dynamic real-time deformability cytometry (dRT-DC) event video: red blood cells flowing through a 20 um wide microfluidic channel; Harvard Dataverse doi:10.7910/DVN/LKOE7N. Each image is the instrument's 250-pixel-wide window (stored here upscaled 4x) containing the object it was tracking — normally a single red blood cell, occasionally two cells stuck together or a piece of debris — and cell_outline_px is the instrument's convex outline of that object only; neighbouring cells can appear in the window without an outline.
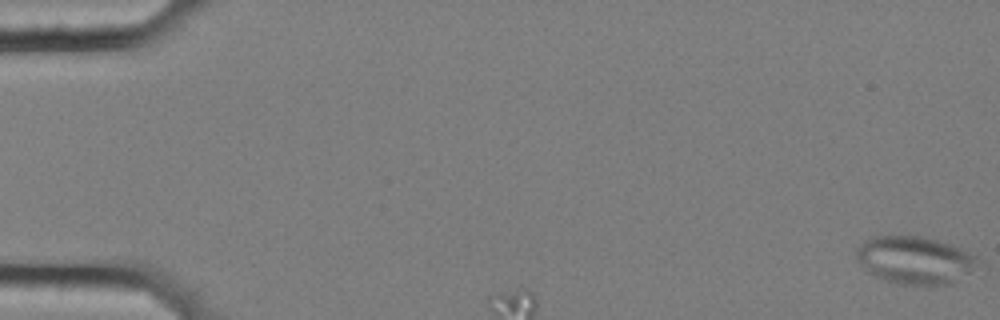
{"species": "common noctule bat (a hibernating species)", "species_latin": "Nyctalus noctula", "temperature_condition": "cold", "stored_images_in_passage": 6, "camera_frame_rate_fps": 3000, "um_per_image_px": 0.085, "animal": {"sex": "female", "body_mass_g": 25.1}, "frame": {"image": 1, "passage_image": 1, "time_ms": 0.0, "image_size_px": [1000, 320], "cell_outline_px": [[980, 264], [976, 268], [952, 284], [900, 284], [884, 280], [868, 272], [860, 264], [856, 256], [856, 248], [864, 240], [872, 236], [920, 236], [936, 240], [960, 248], [976, 256], [980, 260]], "centroid_in_image_um": [77.76, 22.1], "position_along_channel_um": 7.2, "area_um2": 33.64}}